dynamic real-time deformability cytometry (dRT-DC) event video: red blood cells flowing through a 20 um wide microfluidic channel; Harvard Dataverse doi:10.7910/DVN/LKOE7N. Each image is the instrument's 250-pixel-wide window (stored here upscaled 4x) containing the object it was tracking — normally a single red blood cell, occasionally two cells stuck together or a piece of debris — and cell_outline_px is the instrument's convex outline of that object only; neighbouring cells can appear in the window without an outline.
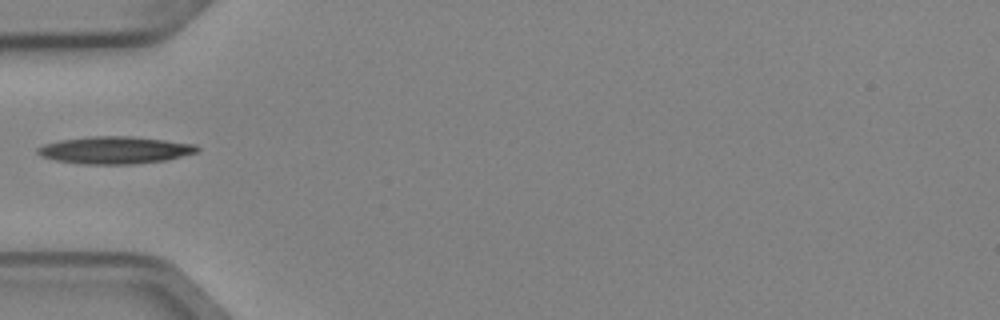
{"species": "Egyptian fruit bat (a non-hibernating species)", "species_latin": "Rousettus aegyptiacus", "temperature_condition": "cold", "stored_images_in_passage": 1, "camera_frame_rate_fps": 3000, "um_per_image_px": 0.085, "animal": {"sex": "female"}, "frame": {"image": 1, "passage_image": 1, "time_ms": 0.0, "image_size_px": [1000, 320], "cell_outline_px": [[200, 148], [196, 152], [164, 160], [132, 164], [80, 164], [56, 160], [40, 156], [36, 152], [36, 148], [44, 144], [60, 140], [88, 136], [132, 136], [196, 144]], "centroid_in_image_um": [9.71, 12.75], "position_along_channel_um": 75.3, "area_um2": 25.32}}